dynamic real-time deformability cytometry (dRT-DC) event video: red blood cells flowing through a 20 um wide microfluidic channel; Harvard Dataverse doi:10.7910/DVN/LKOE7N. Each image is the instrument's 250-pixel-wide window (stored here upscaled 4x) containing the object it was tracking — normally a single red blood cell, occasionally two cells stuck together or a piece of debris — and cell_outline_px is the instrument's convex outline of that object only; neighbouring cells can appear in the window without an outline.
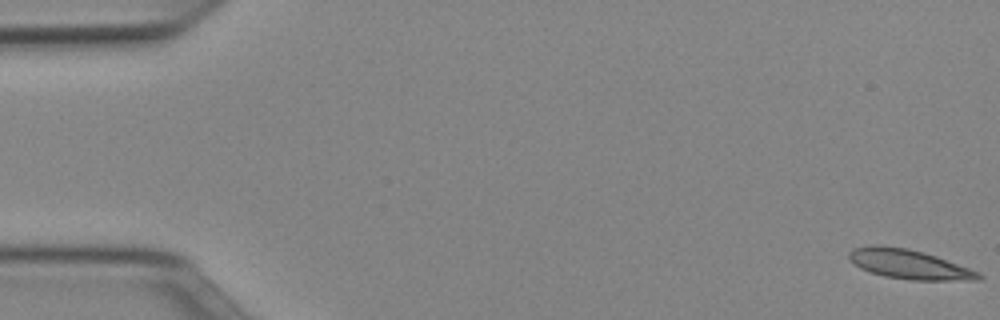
{"species": "Egyptian fruit bat (a non-hibernating species)", "species_latin": "Rousettus aegyptiacus", "temperature_condition": "cold", "stored_images_in_passage": 51, "camera_frame_rate_fps": 3000, "um_per_image_px": 0.085, "animal": {"sex": "female"}, "frame": {"image": 1, "passage_image": 1, "time_ms": 0.0, "image_size_px": [1000, 320], "cell_outline_px": [[984, 276], [980, 280], [912, 280], [884, 276], [860, 268], [848, 256], [848, 252], [852, 248], [880, 244], [908, 248], [924, 252], [936, 256], [980, 272]], "centroid_in_image_um": [77.29, 22.45], "position_along_channel_um": 7.7, "area_um2": 22.2}}
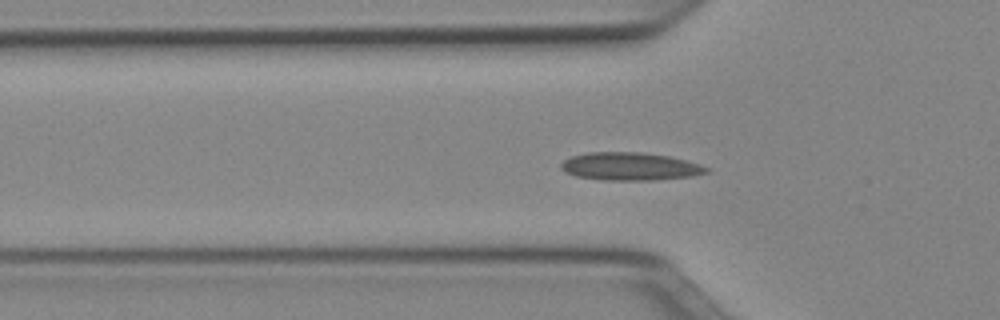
{"frame": {"image": 2, "passage_image": 17, "time_ms": 5.333, "image_size_px": [1000, 320], "cell_outline_px": [[708, 172], [692, 176], [652, 180], [604, 180], [576, 176], [564, 172], [560, 168], [560, 164], [564, 160], [572, 156], [588, 152], [640, 152], [668, 156], [700, 164], [708, 168]], "centroid_in_image_um": [53.51, 14.14], "position_along_channel_um": 72.3, "area_um2": 23.52}}
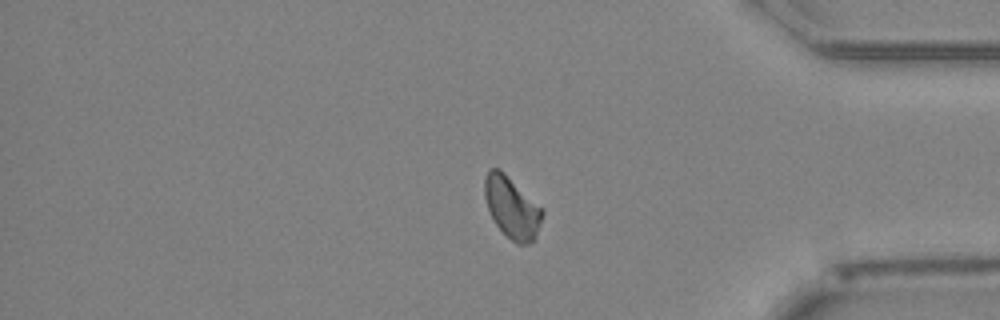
{"frame": {"image": 3, "passage_image": 43, "time_ms": 14.0, "image_size_px": [1000, 320], "cell_outline_px": [[544, 212], [536, 236], [528, 244], [516, 244], [496, 224], [488, 208], [484, 196], [484, 180], [488, 168], [500, 168], [544, 208]], "centroid_in_image_um": [43.52, 17.59], "position_along_channel_um": 391.7, "area_um2": 20.75}}